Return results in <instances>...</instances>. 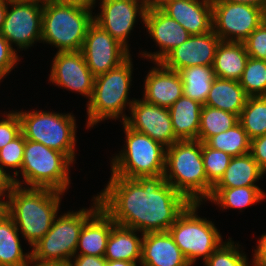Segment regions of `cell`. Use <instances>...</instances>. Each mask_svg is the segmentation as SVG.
Listing matches in <instances>:
<instances>
[{
	"label": "cell",
	"mask_w": 266,
	"mask_h": 266,
	"mask_svg": "<svg viewBox=\"0 0 266 266\" xmlns=\"http://www.w3.org/2000/svg\"><path fill=\"white\" fill-rule=\"evenodd\" d=\"M97 194L101 208L121 226L141 234L168 231L190 202L164 175L135 179L111 176Z\"/></svg>",
	"instance_id": "cell-1"
},
{
	"label": "cell",
	"mask_w": 266,
	"mask_h": 266,
	"mask_svg": "<svg viewBox=\"0 0 266 266\" xmlns=\"http://www.w3.org/2000/svg\"><path fill=\"white\" fill-rule=\"evenodd\" d=\"M6 195L7 201L4 200L2 208L32 248L50 230L64 194L49 188L9 183Z\"/></svg>",
	"instance_id": "cell-2"
},
{
	"label": "cell",
	"mask_w": 266,
	"mask_h": 266,
	"mask_svg": "<svg viewBox=\"0 0 266 266\" xmlns=\"http://www.w3.org/2000/svg\"><path fill=\"white\" fill-rule=\"evenodd\" d=\"M163 175L166 182L190 203L203 204L213 188L203 164L202 142L197 139L178 140L166 148Z\"/></svg>",
	"instance_id": "cell-3"
},
{
	"label": "cell",
	"mask_w": 266,
	"mask_h": 266,
	"mask_svg": "<svg viewBox=\"0 0 266 266\" xmlns=\"http://www.w3.org/2000/svg\"><path fill=\"white\" fill-rule=\"evenodd\" d=\"M131 56L120 66L109 70L107 73L95 77L93 93L87 104V124L86 127L93 128L100 121L108 119H122L128 117L124 112L126 107H130L135 98L129 100V90L132 86V64ZM128 104V105H127Z\"/></svg>",
	"instance_id": "cell-4"
},
{
	"label": "cell",
	"mask_w": 266,
	"mask_h": 266,
	"mask_svg": "<svg viewBox=\"0 0 266 266\" xmlns=\"http://www.w3.org/2000/svg\"><path fill=\"white\" fill-rule=\"evenodd\" d=\"M92 13L91 8L78 5L52 0L43 3L41 42L58 48L57 52L80 51L94 22Z\"/></svg>",
	"instance_id": "cell-5"
},
{
	"label": "cell",
	"mask_w": 266,
	"mask_h": 266,
	"mask_svg": "<svg viewBox=\"0 0 266 266\" xmlns=\"http://www.w3.org/2000/svg\"><path fill=\"white\" fill-rule=\"evenodd\" d=\"M74 164L64 153L25 139L24 155L19 179L10 183L24 187L49 188L65 193L70 185V165Z\"/></svg>",
	"instance_id": "cell-6"
},
{
	"label": "cell",
	"mask_w": 266,
	"mask_h": 266,
	"mask_svg": "<svg viewBox=\"0 0 266 266\" xmlns=\"http://www.w3.org/2000/svg\"><path fill=\"white\" fill-rule=\"evenodd\" d=\"M92 201L90 209L82 208L55 217L50 230L32 247L31 264L72 260L84 223L101 207L97 196Z\"/></svg>",
	"instance_id": "cell-7"
},
{
	"label": "cell",
	"mask_w": 266,
	"mask_h": 266,
	"mask_svg": "<svg viewBox=\"0 0 266 266\" xmlns=\"http://www.w3.org/2000/svg\"><path fill=\"white\" fill-rule=\"evenodd\" d=\"M126 145L111 158V176L135 179L163 175L166 147L123 122Z\"/></svg>",
	"instance_id": "cell-8"
},
{
	"label": "cell",
	"mask_w": 266,
	"mask_h": 266,
	"mask_svg": "<svg viewBox=\"0 0 266 266\" xmlns=\"http://www.w3.org/2000/svg\"><path fill=\"white\" fill-rule=\"evenodd\" d=\"M16 112L21 122V133L25 139L62 152L74 163L77 127L73 114L43 110Z\"/></svg>",
	"instance_id": "cell-9"
},
{
	"label": "cell",
	"mask_w": 266,
	"mask_h": 266,
	"mask_svg": "<svg viewBox=\"0 0 266 266\" xmlns=\"http://www.w3.org/2000/svg\"><path fill=\"white\" fill-rule=\"evenodd\" d=\"M200 205L190 203L168 230L191 266L200 257L205 262L223 243L213 222L197 215Z\"/></svg>",
	"instance_id": "cell-10"
},
{
	"label": "cell",
	"mask_w": 266,
	"mask_h": 266,
	"mask_svg": "<svg viewBox=\"0 0 266 266\" xmlns=\"http://www.w3.org/2000/svg\"><path fill=\"white\" fill-rule=\"evenodd\" d=\"M265 19L259 7L212 0V30L221 41L243 42Z\"/></svg>",
	"instance_id": "cell-11"
},
{
	"label": "cell",
	"mask_w": 266,
	"mask_h": 266,
	"mask_svg": "<svg viewBox=\"0 0 266 266\" xmlns=\"http://www.w3.org/2000/svg\"><path fill=\"white\" fill-rule=\"evenodd\" d=\"M11 6V9H9ZM0 34L18 49H28L42 38L43 3L8 0Z\"/></svg>",
	"instance_id": "cell-12"
},
{
	"label": "cell",
	"mask_w": 266,
	"mask_h": 266,
	"mask_svg": "<svg viewBox=\"0 0 266 266\" xmlns=\"http://www.w3.org/2000/svg\"><path fill=\"white\" fill-rule=\"evenodd\" d=\"M99 14L94 22L107 31L129 51L128 36L134 29L137 16L145 24L147 4L145 0H100Z\"/></svg>",
	"instance_id": "cell-13"
},
{
	"label": "cell",
	"mask_w": 266,
	"mask_h": 266,
	"mask_svg": "<svg viewBox=\"0 0 266 266\" xmlns=\"http://www.w3.org/2000/svg\"><path fill=\"white\" fill-rule=\"evenodd\" d=\"M81 51L95 77L120 66L131 56L124 46L95 22L88 28Z\"/></svg>",
	"instance_id": "cell-14"
},
{
	"label": "cell",
	"mask_w": 266,
	"mask_h": 266,
	"mask_svg": "<svg viewBox=\"0 0 266 266\" xmlns=\"http://www.w3.org/2000/svg\"><path fill=\"white\" fill-rule=\"evenodd\" d=\"M131 115L124 123L134 131L148 135L166 148L177 142L168 108L135 99L130 107Z\"/></svg>",
	"instance_id": "cell-15"
},
{
	"label": "cell",
	"mask_w": 266,
	"mask_h": 266,
	"mask_svg": "<svg viewBox=\"0 0 266 266\" xmlns=\"http://www.w3.org/2000/svg\"><path fill=\"white\" fill-rule=\"evenodd\" d=\"M51 66L50 82L90 100L95 76L89 70L81 50L57 52Z\"/></svg>",
	"instance_id": "cell-16"
},
{
	"label": "cell",
	"mask_w": 266,
	"mask_h": 266,
	"mask_svg": "<svg viewBox=\"0 0 266 266\" xmlns=\"http://www.w3.org/2000/svg\"><path fill=\"white\" fill-rule=\"evenodd\" d=\"M220 41L213 30L201 35H191L187 41L171 50L160 63L173 71L190 66H212Z\"/></svg>",
	"instance_id": "cell-17"
},
{
	"label": "cell",
	"mask_w": 266,
	"mask_h": 266,
	"mask_svg": "<svg viewBox=\"0 0 266 266\" xmlns=\"http://www.w3.org/2000/svg\"><path fill=\"white\" fill-rule=\"evenodd\" d=\"M148 34L159 46V51L142 52V57L160 62L171 50L187 41L191 34L161 9H147L145 24Z\"/></svg>",
	"instance_id": "cell-18"
},
{
	"label": "cell",
	"mask_w": 266,
	"mask_h": 266,
	"mask_svg": "<svg viewBox=\"0 0 266 266\" xmlns=\"http://www.w3.org/2000/svg\"><path fill=\"white\" fill-rule=\"evenodd\" d=\"M149 70L144 82L143 100L164 108H170L182 95L183 83L178 71L165 68L160 62Z\"/></svg>",
	"instance_id": "cell-19"
},
{
	"label": "cell",
	"mask_w": 266,
	"mask_h": 266,
	"mask_svg": "<svg viewBox=\"0 0 266 266\" xmlns=\"http://www.w3.org/2000/svg\"><path fill=\"white\" fill-rule=\"evenodd\" d=\"M160 9L191 35L212 30V0H172Z\"/></svg>",
	"instance_id": "cell-20"
},
{
	"label": "cell",
	"mask_w": 266,
	"mask_h": 266,
	"mask_svg": "<svg viewBox=\"0 0 266 266\" xmlns=\"http://www.w3.org/2000/svg\"><path fill=\"white\" fill-rule=\"evenodd\" d=\"M141 266H191L168 231L142 236Z\"/></svg>",
	"instance_id": "cell-21"
},
{
	"label": "cell",
	"mask_w": 266,
	"mask_h": 266,
	"mask_svg": "<svg viewBox=\"0 0 266 266\" xmlns=\"http://www.w3.org/2000/svg\"><path fill=\"white\" fill-rule=\"evenodd\" d=\"M115 224L113 219L100 207L84 223L79 234L75 255L104 257L107 241Z\"/></svg>",
	"instance_id": "cell-22"
},
{
	"label": "cell",
	"mask_w": 266,
	"mask_h": 266,
	"mask_svg": "<svg viewBox=\"0 0 266 266\" xmlns=\"http://www.w3.org/2000/svg\"><path fill=\"white\" fill-rule=\"evenodd\" d=\"M248 59L243 42L220 41L212 65L215 76L239 81Z\"/></svg>",
	"instance_id": "cell-23"
},
{
	"label": "cell",
	"mask_w": 266,
	"mask_h": 266,
	"mask_svg": "<svg viewBox=\"0 0 266 266\" xmlns=\"http://www.w3.org/2000/svg\"><path fill=\"white\" fill-rule=\"evenodd\" d=\"M0 266H31V252H23L18 228L2 207H0Z\"/></svg>",
	"instance_id": "cell-24"
},
{
	"label": "cell",
	"mask_w": 266,
	"mask_h": 266,
	"mask_svg": "<svg viewBox=\"0 0 266 266\" xmlns=\"http://www.w3.org/2000/svg\"><path fill=\"white\" fill-rule=\"evenodd\" d=\"M139 231L115 224L107 241L104 258L106 260L141 261L142 236Z\"/></svg>",
	"instance_id": "cell-25"
},
{
	"label": "cell",
	"mask_w": 266,
	"mask_h": 266,
	"mask_svg": "<svg viewBox=\"0 0 266 266\" xmlns=\"http://www.w3.org/2000/svg\"><path fill=\"white\" fill-rule=\"evenodd\" d=\"M203 105L182 95L170 108L172 126L178 140L198 139Z\"/></svg>",
	"instance_id": "cell-26"
},
{
	"label": "cell",
	"mask_w": 266,
	"mask_h": 266,
	"mask_svg": "<svg viewBox=\"0 0 266 266\" xmlns=\"http://www.w3.org/2000/svg\"><path fill=\"white\" fill-rule=\"evenodd\" d=\"M248 97L239 81L216 77L205 105L236 114L239 117Z\"/></svg>",
	"instance_id": "cell-27"
},
{
	"label": "cell",
	"mask_w": 266,
	"mask_h": 266,
	"mask_svg": "<svg viewBox=\"0 0 266 266\" xmlns=\"http://www.w3.org/2000/svg\"><path fill=\"white\" fill-rule=\"evenodd\" d=\"M264 171L250 153L232 157L223 176L213 188L256 186Z\"/></svg>",
	"instance_id": "cell-28"
},
{
	"label": "cell",
	"mask_w": 266,
	"mask_h": 266,
	"mask_svg": "<svg viewBox=\"0 0 266 266\" xmlns=\"http://www.w3.org/2000/svg\"><path fill=\"white\" fill-rule=\"evenodd\" d=\"M266 198V193L257 186L235 188H212L209 200L224 209H243Z\"/></svg>",
	"instance_id": "cell-29"
},
{
	"label": "cell",
	"mask_w": 266,
	"mask_h": 266,
	"mask_svg": "<svg viewBox=\"0 0 266 266\" xmlns=\"http://www.w3.org/2000/svg\"><path fill=\"white\" fill-rule=\"evenodd\" d=\"M183 83V95L205 105L216 78L212 66H190L178 71Z\"/></svg>",
	"instance_id": "cell-30"
},
{
	"label": "cell",
	"mask_w": 266,
	"mask_h": 266,
	"mask_svg": "<svg viewBox=\"0 0 266 266\" xmlns=\"http://www.w3.org/2000/svg\"><path fill=\"white\" fill-rule=\"evenodd\" d=\"M205 144L235 157L250 153L251 139L238 122L232 128L210 137Z\"/></svg>",
	"instance_id": "cell-31"
},
{
	"label": "cell",
	"mask_w": 266,
	"mask_h": 266,
	"mask_svg": "<svg viewBox=\"0 0 266 266\" xmlns=\"http://www.w3.org/2000/svg\"><path fill=\"white\" fill-rule=\"evenodd\" d=\"M238 122L250 139L266 134V96L248 97Z\"/></svg>",
	"instance_id": "cell-32"
},
{
	"label": "cell",
	"mask_w": 266,
	"mask_h": 266,
	"mask_svg": "<svg viewBox=\"0 0 266 266\" xmlns=\"http://www.w3.org/2000/svg\"><path fill=\"white\" fill-rule=\"evenodd\" d=\"M237 123L236 114L203 105L197 140L205 143L210 137L232 128Z\"/></svg>",
	"instance_id": "cell-33"
},
{
	"label": "cell",
	"mask_w": 266,
	"mask_h": 266,
	"mask_svg": "<svg viewBox=\"0 0 266 266\" xmlns=\"http://www.w3.org/2000/svg\"><path fill=\"white\" fill-rule=\"evenodd\" d=\"M250 96H266V60L249 57L239 80Z\"/></svg>",
	"instance_id": "cell-34"
},
{
	"label": "cell",
	"mask_w": 266,
	"mask_h": 266,
	"mask_svg": "<svg viewBox=\"0 0 266 266\" xmlns=\"http://www.w3.org/2000/svg\"><path fill=\"white\" fill-rule=\"evenodd\" d=\"M25 147V138L20 133L11 142L7 143L3 148L0 149V173L9 181L16 180L19 176V170H21L23 155ZM11 168L15 170L11 175L6 172L5 169Z\"/></svg>",
	"instance_id": "cell-35"
},
{
	"label": "cell",
	"mask_w": 266,
	"mask_h": 266,
	"mask_svg": "<svg viewBox=\"0 0 266 266\" xmlns=\"http://www.w3.org/2000/svg\"><path fill=\"white\" fill-rule=\"evenodd\" d=\"M224 241L204 262L205 266H249L246 254L240 252V245L231 238Z\"/></svg>",
	"instance_id": "cell-36"
},
{
	"label": "cell",
	"mask_w": 266,
	"mask_h": 266,
	"mask_svg": "<svg viewBox=\"0 0 266 266\" xmlns=\"http://www.w3.org/2000/svg\"><path fill=\"white\" fill-rule=\"evenodd\" d=\"M202 158L207 180L214 186L223 176L232 156L202 143Z\"/></svg>",
	"instance_id": "cell-37"
},
{
	"label": "cell",
	"mask_w": 266,
	"mask_h": 266,
	"mask_svg": "<svg viewBox=\"0 0 266 266\" xmlns=\"http://www.w3.org/2000/svg\"><path fill=\"white\" fill-rule=\"evenodd\" d=\"M249 57L266 60V19L243 41Z\"/></svg>",
	"instance_id": "cell-38"
},
{
	"label": "cell",
	"mask_w": 266,
	"mask_h": 266,
	"mask_svg": "<svg viewBox=\"0 0 266 266\" xmlns=\"http://www.w3.org/2000/svg\"><path fill=\"white\" fill-rule=\"evenodd\" d=\"M3 118L0 119V149L21 133V122L16 111L6 113Z\"/></svg>",
	"instance_id": "cell-39"
},
{
	"label": "cell",
	"mask_w": 266,
	"mask_h": 266,
	"mask_svg": "<svg viewBox=\"0 0 266 266\" xmlns=\"http://www.w3.org/2000/svg\"><path fill=\"white\" fill-rule=\"evenodd\" d=\"M17 50L0 34V81L5 78L19 61Z\"/></svg>",
	"instance_id": "cell-40"
},
{
	"label": "cell",
	"mask_w": 266,
	"mask_h": 266,
	"mask_svg": "<svg viewBox=\"0 0 266 266\" xmlns=\"http://www.w3.org/2000/svg\"><path fill=\"white\" fill-rule=\"evenodd\" d=\"M250 154L266 173V134L251 139Z\"/></svg>",
	"instance_id": "cell-41"
},
{
	"label": "cell",
	"mask_w": 266,
	"mask_h": 266,
	"mask_svg": "<svg viewBox=\"0 0 266 266\" xmlns=\"http://www.w3.org/2000/svg\"><path fill=\"white\" fill-rule=\"evenodd\" d=\"M75 258V259H74ZM70 260L73 266H106L107 260L104 257L92 255H74Z\"/></svg>",
	"instance_id": "cell-42"
},
{
	"label": "cell",
	"mask_w": 266,
	"mask_h": 266,
	"mask_svg": "<svg viewBox=\"0 0 266 266\" xmlns=\"http://www.w3.org/2000/svg\"><path fill=\"white\" fill-rule=\"evenodd\" d=\"M257 243L252 266H266V234H262Z\"/></svg>",
	"instance_id": "cell-43"
},
{
	"label": "cell",
	"mask_w": 266,
	"mask_h": 266,
	"mask_svg": "<svg viewBox=\"0 0 266 266\" xmlns=\"http://www.w3.org/2000/svg\"><path fill=\"white\" fill-rule=\"evenodd\" d=\"M54 2L62 3V4H71V5H78L85 8L93 9L96 0H52Z\"/></svg>",
	"instance_id": "cell-44"
},
{
	"label": "cell",
	"mask_w": 266,
	"mask_h": 266,
	"mask_svg": "<svg viewBox=\"0 0 266 266\" xmlns=\"http://www.w3.org/2000/svg\"><path fill=\"white\" fill-rule=\"evenodd\" d=\"M232 3L248 4L263 9L266 13V0H225Z\"/></svg>",
	"instance_id": "cell-45"
},
{
	"label": "cell",
	"mask_w": 266,
	"mask_h": 266,
	"mask_svg": "<svg viewBox=\"0 0 266 266\" xmlns=\"http://www.w3.org/2000/svg\"><path fill=\"white\" fill-rule=\"evenodd\" d=\"M9 183L10 182L0 173V207L3 205V196H6Z\"/></svg>",
	"instance_id": "cell-46"
},
{
	"label": "cell",
	"mask_w": 266,
	"mask_h": 266,
	"mask_svg": "<svg viewBox=\"0 0 266 266\" xmlns=\"http://www.w3.org/2000/svg\"><path fill=\"white\" fill-rule=\"evenodd\" d=\"M145 1L147 4V8L160 9L162 6H164L166 3L172 0H145Z\"/></svg>",
	"instance_id": "cell-47"
},
{
	"label": "cell",
	"mask_w": 266,
	"mask_h": 266,
	"mask_svg": "<svg viewBox=\"0 0 266 266\" xmlns=\"http://www.w3.org/2000/svg\"><path fill=\"white\" fill-rule=\"evenodd\" d=\"M8 0H0V32L7 12Z\"/></svg>",
	"instance_id": "cell-48"
},
{
	"label": "cell",
	"mask_w": 266,
	"mask_h": 266,
	"mask_svg": "<svg viewBox=\"0 0 266 266\" xmlns=\"http://www.w3.org/2000/svg\"><path fill=\"white\" fill-rule=\"evenodd\" d=\"M138 262L123 261V260H107L106 266H137Z\"/></svg>",
	"instance_id": "cell-49"
},
{
	"label": "cell",
	"mask_w": 266,
	"mask_h": 266,
	"mask_svg": "<svg viewBox=\"0 0 266 266\" xmlns=\"http://www.w3.org/2000/svg\"><path fill=\"white\" fill-rule=\"evenodd\" d=\"M32 266H73L70 261L66 262H46L42 264H33Z\"/></svg>",
	"instance_id": "cell-50"
},
{
	"label": "cell",
	"mask_w": 266,
	"mask_h": 266,
	"mask_svg": "<svg viewBox=\"0 0 266 266\" xmlns=\"http://www.w3.org/2000/svg\"><path fill=\"white\" fill-rule=\"evenodd\" d=\"M18 1H34V2H39V3H46L49 0H18Z\"/></svg>",
	"instance_id": "cell-51"
}]
</instances>
